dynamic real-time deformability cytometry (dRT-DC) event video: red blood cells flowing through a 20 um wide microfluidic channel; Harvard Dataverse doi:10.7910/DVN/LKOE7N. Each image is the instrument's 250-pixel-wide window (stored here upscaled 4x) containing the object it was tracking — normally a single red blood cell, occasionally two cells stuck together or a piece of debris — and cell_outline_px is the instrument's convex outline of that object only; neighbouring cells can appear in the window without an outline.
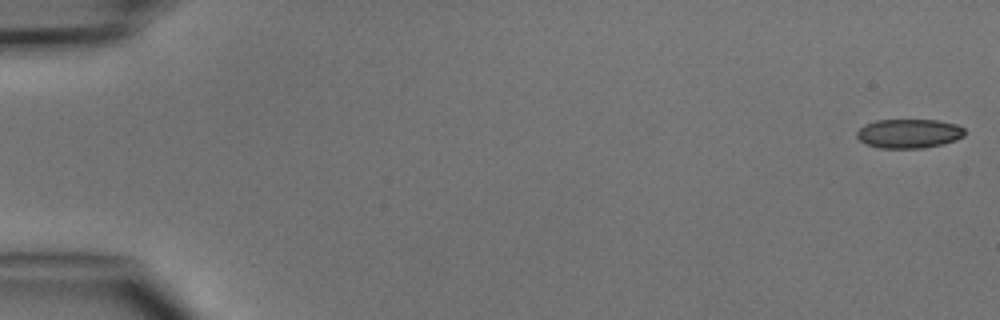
{"species": "common noctule bat (a hibernating species)", "species_latin": "Nyctalus noctula", "temperature_condition": "cold", "stored_images_in_passage": 4, "camera_frame_rate_fps": 3000, "um_per_image_px": 0.085, "animal": {"sex": "male", "body_mass_g": 15.6}, "frame": {"image": 1, "passage_image": 1, "time_ms": 0.0, "image_size_px": [1000, 320], "cell_outline_px": [[964, 136], [956, 140], [944, 144], [924, 148], [880, 148], [868, 144], [860, 140], [856, 136], [856, 132], [864, 124], [876, 120], [936, 120], [956, 124], [964, 128]], "centroid_in_image_um": [77.26, 11.35], "position_along_channel_um": 7.7, "area_um2": 18.38}}
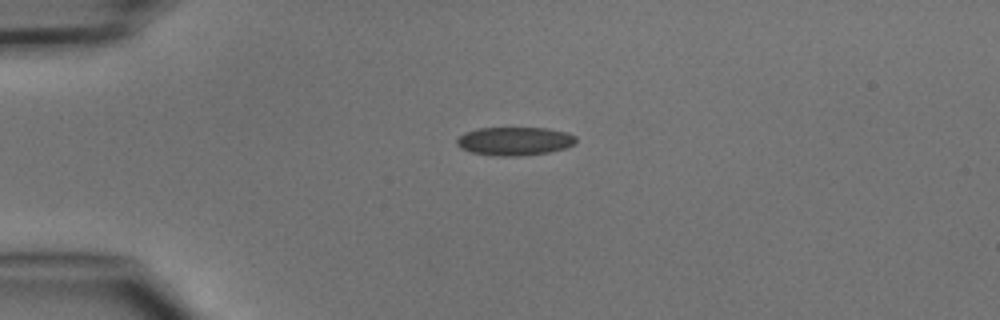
{"frame": {"image": 2, "passage_image": 4, "time_ms": 3.667, "image_size_px": [1000, 320], "cell_outline_px": [[576, 144], [564, 148], [548, 152], [520, 156], [500, 156], [472, 152], [460, 148], [456, 144], [456, 140], [464, 132], [480, 128], [548, 128], [568, 132], [576, 136]], "centroid_in_image_um": [43.76, 11.99], "position_along_channel_um": 41.2, "area_um2": 19.77}}